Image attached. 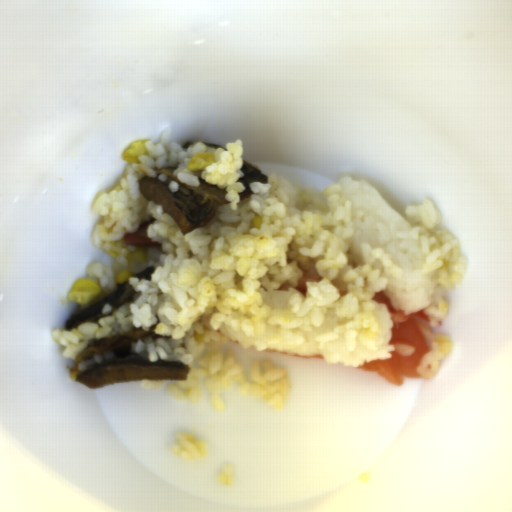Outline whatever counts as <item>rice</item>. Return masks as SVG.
I'll return each instance as SVG.
<instances>
[{"mask_svg":"<svg viewBox=\"0 0 512 512\" xmlns=\"http://www.w3.org/2000/svg\"><path fill=\"white\" fill-rule=\"evenodd\" d=\"M172 134L173 127L166 126L157 144L147 140L148 156L128 162L118 186L97 193L91 207L101 218L91 233L95 248L118 252L111 263L86 266L84 279L96 282L100 290L92 303L117 288L122 270L133 275L154 266V272L149 279L129 278L135 295L125 304L112 310L105 303L97 321H83L71 330L54 328L51 338L61 345L62 357L74 360L90 340L155 325L157 338L137 339L131 347L150 362L174 360L190 368L185 380L167 384L165 392L171 396L199 402L198 383L205 377L203 385L216 411L226 410L221 395L231 383L242 396L282 409L291 386L289 371L266 359L253 360L248 381L242 364L225 351L228 341L220 327L251 338L274 326L291 344L340 340L348 352L358 339L377 336L379 319L372 299L404 269L378 246L363 244L361 253L353 251V200L338 182L319 192L276 174L268 182H250L252 193L241 200V139L225 147L203 141L181 147L172 142ZM208 151L215 163L189 171L188 161ZM172 165L184 184L198 186L202 177L226 189L230 204L217 208L209 224L187 235L161 205L142 197L138 186L145 175L166 181L154 168ZM255 216L262 217L260 230L252 227ZM149 217L156 220L147 235L161 245L125 244L123 235L135 232ZM137 250L146 261L131 268L126 256ZM303 270L322 280L308 282L305 294L295 288ZM194 331L206 333L203 343H196Z\"/></svg>","mask_w":512,"mask_h":512,"instance_id":"obj_1","label":"rice"},{"mask_svg":"<svg viewBox=\"0 0 512 512\" xmlns=\"http://www.w3.org/2000/svg\"><path fill=\"white\" fill-rule=\"evenodd\" d=\"M337 184L340 192L352 199V251L361 254V245L378 247L403 269L381 291L393 308L408 315L433 305L436 285L412 237V224L367 180H354L348 175Z\"/></svg>","mask_w":512,"mask_h":512,"instance_id":"obj_2","label":"rice"},{"mask_svg":"<svg viewBox=\"0 0 512 512\" xmlns=\"http://www.w3.org/2000/svg\"><path fill=\"white\" fill-rule=\"evenodd\" d=\"M374 303L373 315L378 319V333L372 339L358 338L355 348L347 351L340 339L325 343L305 341L292 344L284 340L277 332L275 325H268L263 334L246 337L225 326H220L219 332L226 340L238 342L243 349L255 347L258 351L279 350L303 356L322 355L328 364H343L344 367L359 368L365 361L385 360L392 358L394 345H390L393 321L385 304Z\"/></svg>","mask_w":512,"mask_h":512,"instance_id":"obj_3","label":"rice"},{"mask_svg":"<svg viewBox=\"0 0 512 512\" xmlns=\"http://www.w3.org/2000/svg\"><path fill=\"white\" fill-rule=\"evenodd\" d=\"M404 216L411 224V237L421 252L432 283L448 291L457 288L465 273L467 258L459 241L440 226L442 214L428 198L406 205Z\"/></svg>","mask_w":512,"mask_h":512,"instance_id":"obj_4","label":"rice"},{"mask_svg":"<svg viewBox=\"0 0 512 512\" xmlns=\"http://www.w3.org/2000/svg\"><path fill=\"white\" fill-rule=\"evenodd\" d=\"M418 328L430 340L431 350L424 356L417 366L422 378L435 377L442 359L446 358L452 350V340L447 335L435 333L425 322H419Z\"/></svg>","mask_w":512,"mask_h":512,"instance_id":"obj_5","label":"rice"},{"mask_svg":"<svg viewBox=\"0 0 512 512\" xmlns=\"http://www.w3.org/2000/svg\"><path fill=\"white\" fill-rule=\"evenodd\" d=\"M175 444L172 452L185 461L202 460L208 455V446L190 433L177 432L174 436Z\"/></svg>","mask_w":512,"mask_h":512,"instance_id":"obj_6","label":"rice"},{"mask_svg":"<svg viewBox=\"0 0 512 512\" xmlns=\"http://www.w3.org/2000/svg\"><path fill=\"white\" fill-rule=\"evenodd\" d=\"M449 307L447 300L439 299L438 302L424 308L423 313L425 317L429 318V325L436 327L440 320H445Z\"/></svg>","mask_w":512,"mask_h":512,"instance_id":"obj_7","label":"rice"},{"mask_svg":"<svg viewBox=\"0 0 512 512\" xmlns=\"http://www.w3.org/2000/svg\"><path fill=\"white\" fill-rule=\"evenodd\" d=\"M114 357L113 353L107 352L105 354L95 353L92 359L78 362L77 370L79 372H85L86 369L92 365H99L103 361L111 360Z\"/></svg>","mask_w":512,"mask_h":512,"instance_id":"obj_8","label":"rice"},{"mask_svg":"<svg viewBox=\"0 0 512 512\" xmlns=\"http://www.w3.org/2000/svg\"><path fill=\"white\" fill-rule=\"evenodd\" d=\"M234 479V468L232 464L225 463L221 467V471L218 474L217 477V483L224 487H230L232 486Z\"/></svg>","mask_w":512,"mask_h":512,"instance_id":"obj_9","label":"rice"},{"mask_svg":"<svg viewBox=\"0 0 512 512\" xmlns=\"http://www.w3.org/2000/svg\"><path fill=\"white\" fill-rule=\"evenodd\" d=\"M395 351L403 356V357H409L411 354L415 351V346L411 345H405V344H396L394 347Z\"/></svg>","mask_w":512,"mask_h":512,"instance_id":"obj_10","label":"rice"},{"mask_svg":"<svg viewBox=\"0 0 512 512\" xmlns=\"http://www.w3.org/2000/svg\"><path fill=\"white\" fill-rule=\"evenodd\" d=\"M141 387L148 390H159L163 386V381L160 380H141Z\"/></svg>","mask_w":512,"mask_h":512,"instance_id":"obj_11","label":"rice"},{"mask_svg":"<svg viewBox=\"0 0 512 512\" xmlns=\"http://www.w3.org/2000/svg\"><path fill=\"white\" fill-rule=\"evenodd\" d=\"M167 189H170L174 193L178 192V190H179V183H177L176 181L172 180L171 182H169Z\"/></svg>","mask_w":512,"mask_h":512,"instance_id":"obj_12","label":"rice"}]
</instances>
